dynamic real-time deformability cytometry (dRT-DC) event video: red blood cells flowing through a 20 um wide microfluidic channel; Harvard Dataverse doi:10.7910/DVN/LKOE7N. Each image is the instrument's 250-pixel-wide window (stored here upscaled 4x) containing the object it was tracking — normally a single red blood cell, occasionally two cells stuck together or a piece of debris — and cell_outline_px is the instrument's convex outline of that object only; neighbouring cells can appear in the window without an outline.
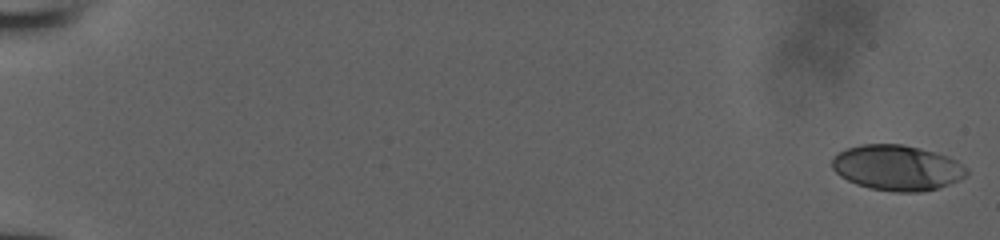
{"species": "human", "species_latin": "Homo sapiens", "temperature_condition": "room temperature", "stored_images_in_passage": 53, "camera_frame_rate_fps": 3000, "um_per_image_px": 0.085, "donor": {"sex": "male"}, "frame": {"image": 1, "passage_image": 1, "time_ms": 0.0, "image_size_px": [1000, 240], "cell_outline_px": [[968, 172], [960, 180], [936, 188], [920, 192], [896, 192], [868, 188], [856, 184], [840, 176], [832, 168], [832, 160], [836, 152], [860, 144], [904, 144], [920, 148], [948, 156], [956, 160], [968, 168]], "centroid_in_image_um": [76.24, 14.25], "position_along_channel_um": 8.8, "area_um2": 35.72}}
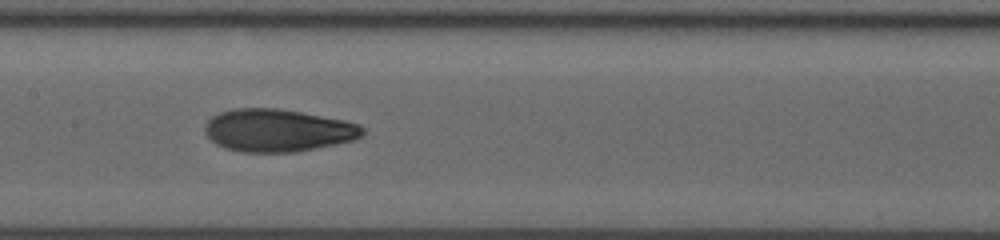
{"frame": {"image": 2, "passage_image": 29, "time_ms": 9.333, "image_size_px": [1000, 240], "cell_outline_px": [[364, 136], [356, 140], [296, 152], [240, 152], [224, 148], [216, 144], [204, 132], [204, 124], [212, 116], [220, 112], [232, 108], [280, 108], [344, 120], [360, 124], [364, 128]], "centroid_in_image_um": [23.62, 11.08], "position_along_channel_um": 183.8, "area_um2": 39.54}}
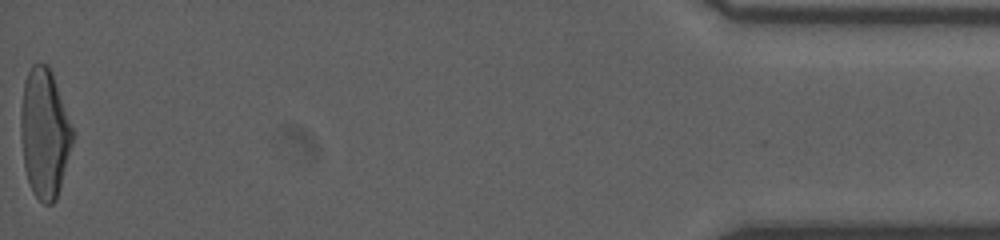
{"frame": {"image": 3, "passage_image": 53, "time_ms": 17.333, "image_size_px": [1000, 240], "cell_outline_px": [[72, 144], [60, 188], [56, 200], [52, 204], [44, 204], [32, 192], [24, 168], [20, 136], [20, 108], [24, 80], [32, 64], [48, 64], [52, 72], [72, 128]], "centroid_in_image_um": [3.75, 11.33], "position_along_channel_um": 431.5, "area_um2": 38.9}}